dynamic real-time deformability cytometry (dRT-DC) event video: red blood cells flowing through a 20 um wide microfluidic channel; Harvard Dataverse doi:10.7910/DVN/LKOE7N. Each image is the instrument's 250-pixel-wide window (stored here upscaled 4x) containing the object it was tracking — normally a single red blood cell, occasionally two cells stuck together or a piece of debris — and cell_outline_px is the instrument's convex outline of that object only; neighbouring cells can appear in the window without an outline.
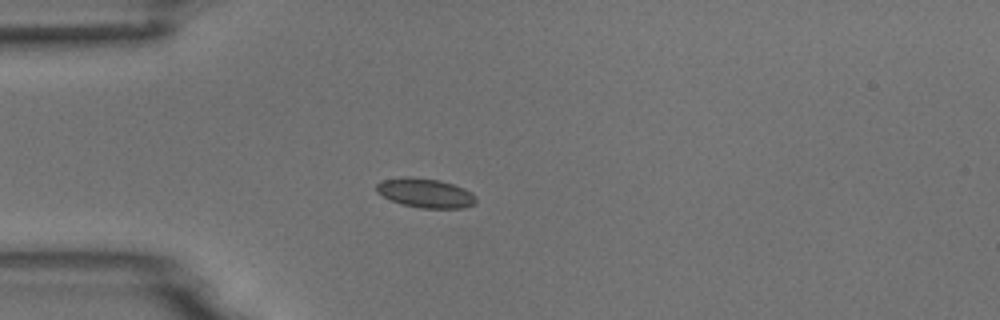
{"species": "common noctule bat (a hibernating species)", "species_latin": "Nyctalus noctula", "temperature_condition": "room temperature", "stored_images_in_passage": 3, "camera_frame_rate_fps": 3000, "um_per_image_px": 0.085, "animal": {"sex": "male", "body_mass_g": 18.8}, "frame": {"image": 1, "passage_image": 1, "time_ms": 0.0, "image_size_px": [1000, 320], "cell_outline_px": [[476, 204], [464, 208], [420, 208], [400, 204], [376, 192], [376, 184], [380, 180], [400, 176], [408, 176], [440, 180], [464, 188], [472, 192], [476, 196]], "centroid_in_image_um": [36.15, 16.4], "position_along_channel_um": 48.8, "area_um2": 17.28}}